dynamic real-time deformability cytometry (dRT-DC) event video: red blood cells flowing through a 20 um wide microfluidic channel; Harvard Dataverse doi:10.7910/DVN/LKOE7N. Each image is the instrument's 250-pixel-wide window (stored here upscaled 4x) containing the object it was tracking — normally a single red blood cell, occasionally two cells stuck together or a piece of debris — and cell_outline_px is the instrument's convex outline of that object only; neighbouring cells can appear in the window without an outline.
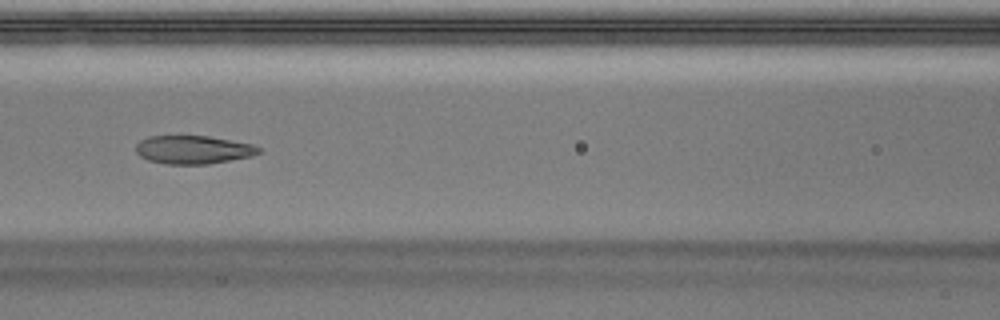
{"species": "Egyptian fruit bat (a non-hibernating species)", "species_latin": "Rousettus aegyptiacus", "temperature_condition": "warm", "stored_images_in_passage": 45, "camera_frame_rate_fps": 3000, "um_per_image_px": 0.085, "animal": {"sex": "male"}, "frame": {"image": 1, "passage_image": 17, "time_ms": 5.333, "image_size_px": [1000, 320], "cell_outline_px": [[260, 152], [252, 156], [208, 164], [164, 164], [148, 160], [140, 156], [136, 152], [136, 144], [140, 140], [148, 136], [208, 136], [252, 144], [260, 148]], "centroid_in_image_um": [16.39, 12.73], "position_along_channel_um": 150.2, "area_um2": 20.23}}
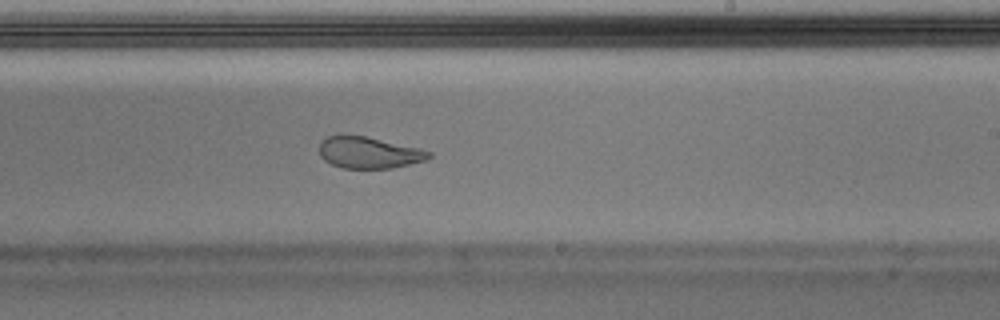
{"frame": {"image": 2, "passage_image": 25, "time_ms": 8.0, "image_size_px": [1000, 320], "cell_outline_px": [[432, 156], [428, 160], [392, 168], [340, 168], [324, 160], [320, 156], [320, 140], [328, 136], [340, 132], [364, 136], [420, 148], [432, 152]], "centroid_in_image_um": [31.33, 12.95], "position_along_channel_um": 257.7, "area_um2": 20.58}}
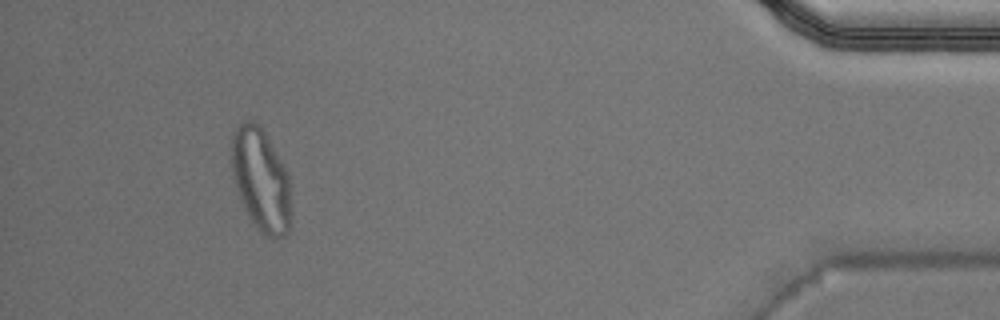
{"frame": {"image": 3, "passage_image": 41, "time_ms": 13.333, "image_size_px": [1000, 320], "cell_outline_px": [[288, 232], [280, 240], [264, 236], [248, 216], [240, 200], [232, 176], [232, 136], [240, 120], [252, 120], [264, 132], [280, 160], [288, 176]], "centroid_in_image_um": [22.12, 15.3], "position_along_channel_um": 413.1, "area_um2": 34.85}, "authors_computed_cell_mechanics": {"area_um2": 22.253, "velocity_mm_per_s": 4.0385, "shape_relaxation_time_tau1_ms": null, "shape_relaxation_time_tau2_ms": 1.2158, "deformation_change_tau1": null, "deformation_change_tau2": 0.0754}}